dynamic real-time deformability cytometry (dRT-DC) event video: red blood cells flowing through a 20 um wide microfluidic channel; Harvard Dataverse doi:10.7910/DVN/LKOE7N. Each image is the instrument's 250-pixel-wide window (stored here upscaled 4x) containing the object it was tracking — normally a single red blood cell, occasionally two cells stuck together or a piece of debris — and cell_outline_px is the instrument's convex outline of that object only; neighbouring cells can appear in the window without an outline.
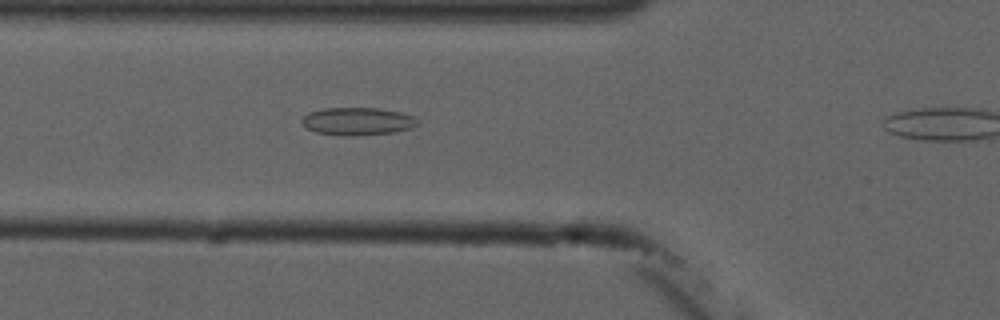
{"species": "common noctule bat (a hibernating species)", "species_latin": "Nyctalus noctula", "temperature_condition": "cold", "stored_images_in_passage": 4, "camera_frame_rate_fps": 3000, "um_per_image_px": 0.085, "animal": {"sex": "male", "forearm_length_mm": 52.5}, "frame": {"image": 1, "passage_image": 3, "time_ms": 2.333, "image_size_px": [1000, 320], "cell_outline_px": [[420, 120], [412, 128], [396, 132], [348, 136], [344, 136], [316, 132], [308, 128], [300, 120], [308, 112], [324, 108], [380, 108], [400, 112], [412, 116]], "centroid_in_image_um": [30.4, 10.31], "position_along_channel_um": 95.4, "area_um2": 18.67}}